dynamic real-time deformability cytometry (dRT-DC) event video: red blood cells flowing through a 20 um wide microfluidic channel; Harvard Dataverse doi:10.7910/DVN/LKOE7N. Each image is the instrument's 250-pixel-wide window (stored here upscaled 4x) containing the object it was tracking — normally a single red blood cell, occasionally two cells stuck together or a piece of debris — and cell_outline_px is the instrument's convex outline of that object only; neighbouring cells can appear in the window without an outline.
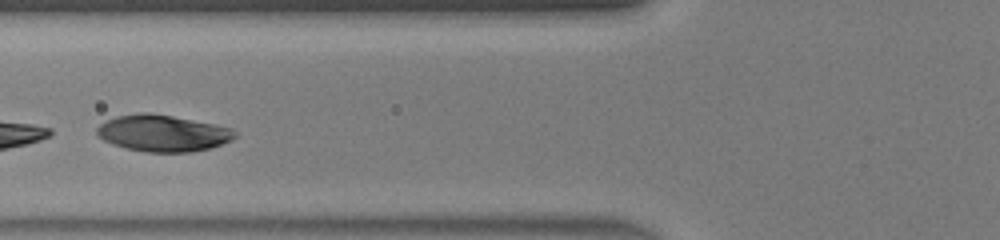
{"species": "human", "species_latin": "Homo sapiens", "temperature_condition": "warm", "stored_images_in_passage": 37, "camera_frame_rate_fps": 3000, "um_per_image_px": 0.085, "donor": {"sex": "male"}, "frame": {"image": 1, "passage_image": 11, "time_ms": 3.333, "image_size_px": [1000, 240], "cell_outline_px": [[236, 136], [232, 140], [212, 148], [192, 152], [148, 152], [128, 148], [104, 140], [96, 136], [96, 128], [100, 124], [116, 116], [136, 112], [148, 112], [172, 116], [216, 124], [232, 128], [236, 132]], "centroid_in_image_um": [13.86, 11.31], "position_along_channel_um": 111.9, "area_um2": 29.48}}
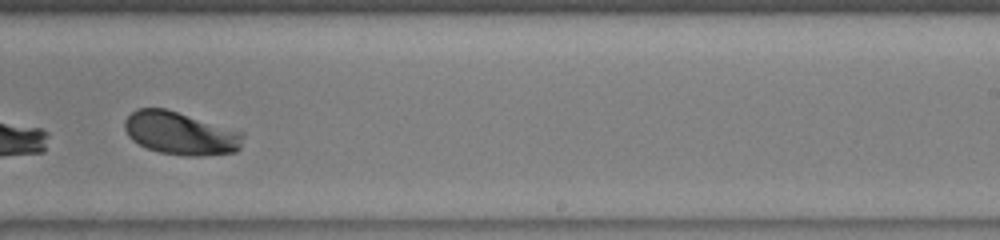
{"frame": {"image": 2, "passage_image": 22, "time_ms": 7.0, "image_size_px": [1000, 240], "cell_outline_px": [[244, 136], [240, 148], [236, 152], [204, 156], [184, 156], [160, 152], [148, 148], [132, 140], [128, 136], [124, 128], [124, 120], [136, 108], [164, 108], [244, 132]], "centroid_in_image_um": [15.35, 11.34], "position_along_channel_um": 273.7, "area_um2": 29.65}}
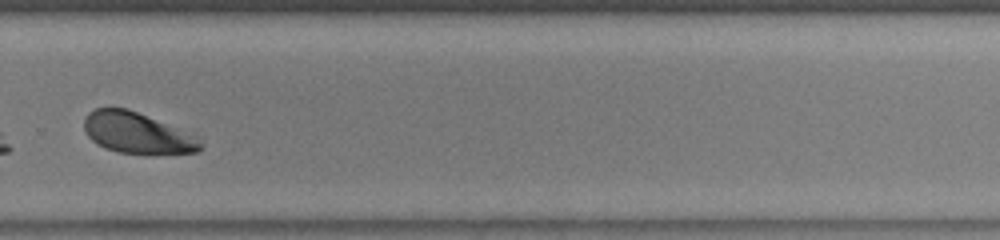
{"frame": {"image": 3, "passage_image": 25, "time_ms": 8.0, "image_size_px": [1000, 240], "cell_outline_px": [[204, 144], [196, 152], [116, 152], [104, 148], [96, 144], [84, 132], [84, 120], [88, 112], [96, 108], [128, 108], [196, 136]], "centroid_in_image_um": [11.58, 11.28], "position_along_channel_um": 318.2, "area_um2": 27.11}, "authors_computed_cell_mechanics": {"area_um2": 29.7092, "velocity_mm_per_s": 4.4163, "shape_relaxation_time_tau1_ms": 0.5041, "shape_relaxation_time_tau2_ms": null, "deformation_change_tau1": 0.2988, "deformation_change_tau2": null}}